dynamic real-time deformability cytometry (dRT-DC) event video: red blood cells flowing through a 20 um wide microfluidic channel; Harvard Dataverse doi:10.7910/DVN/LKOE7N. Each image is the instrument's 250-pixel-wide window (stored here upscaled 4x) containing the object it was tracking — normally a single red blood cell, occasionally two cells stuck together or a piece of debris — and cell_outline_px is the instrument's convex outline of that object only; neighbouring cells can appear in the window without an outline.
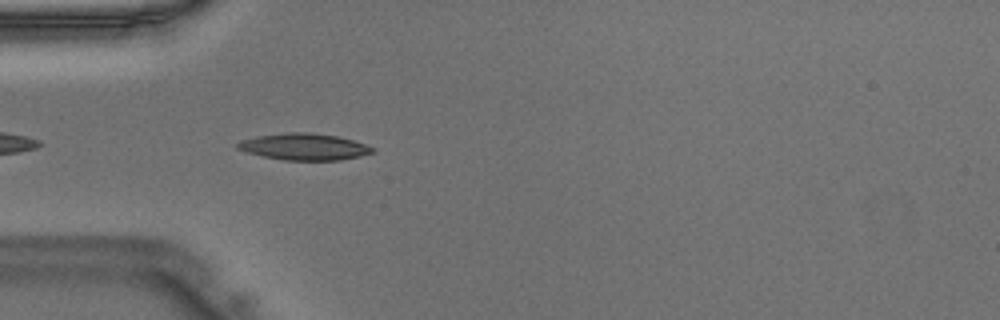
{"species": "Egyptian fruit bat (a non-hibernating species)", "species_latin": "Rousettus aegyptiacus", "temperature_condition": "warm", "stored_images_in_passage": 12, "camera_frame_rate_fps": 3000, "um_per_image_px": 0.085, "animal": {"sex": "male"}, "frame": {"image": 1, "passage_image": 3, "time_ms": 0.667, "image_size_px": [1000, 320], "cell_outline_px": [[376, 152], [360, 156], [340, 160], [284, 160], [264, 156], [248, 152], [236, 148], [236, 144], [240, 140], [256, 136], [288, 132], [312, 132], [336, 136], [352, 140], [376, 148]], "centroid_in_image_um": [25.87, 12.47], "position_along_channel_um": 59.1, "area_um2": 20.92}}
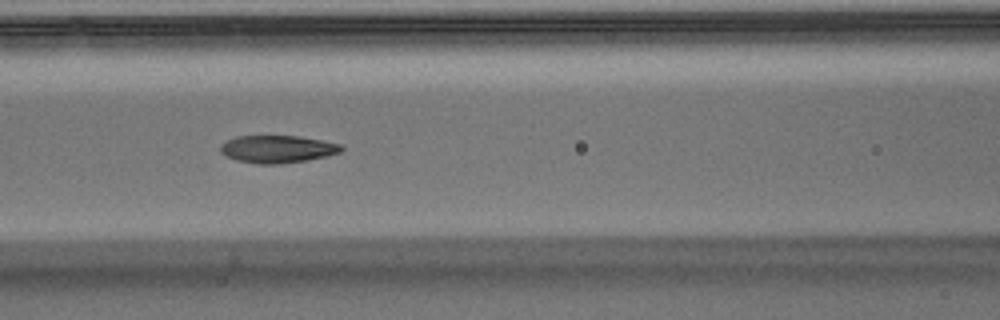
{"frame": {"image": 2, "passage_image": 9, "time_ms": 2.667, "image_size_px": [1000, 320], "cell_outline_px": [[344, 148], [340, 152], [328, 156], [308, 160], [280, 164], [256, 164], [236, 160], [224, 156], [220, 152], [220, 144], [236, 136], [300, 136], [340, 144]], "centroid_in_image_um": [23.56, 12.68], "position_along_channel_um": 143.0, "area_um2": 19.54}}